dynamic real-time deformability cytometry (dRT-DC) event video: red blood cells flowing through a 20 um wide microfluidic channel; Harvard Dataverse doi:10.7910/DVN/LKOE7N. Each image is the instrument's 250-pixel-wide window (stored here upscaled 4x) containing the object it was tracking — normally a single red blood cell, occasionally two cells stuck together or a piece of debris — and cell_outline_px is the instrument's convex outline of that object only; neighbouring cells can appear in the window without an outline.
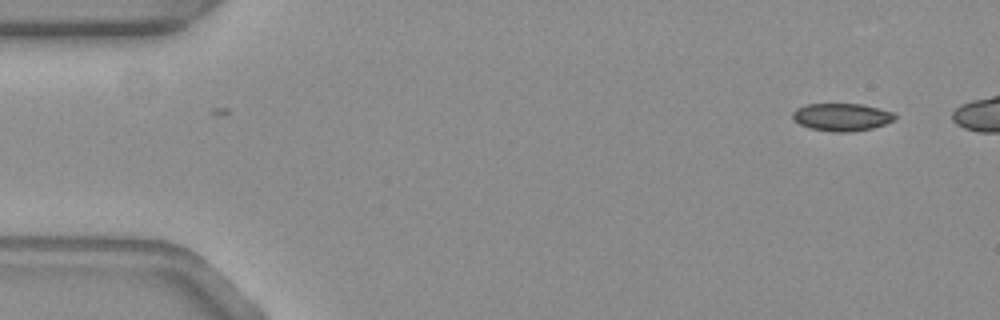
{"species": "common noctule bat (a hibernating species)", "species_latin": "Nyctalus noctula", "temperature_condition": "warm", "stored_images_in_passage": 3, "camera_frame_rate_fps": 3000, "um_per_image_px": 0.085, "animal": {"sex": "female", "body_mass_g": 19.3, "forearm_length_mm": 54.1}, "frame": {"image": 1, "passage_image": 1, "time_ms": 0.0, "image_size_px": [1000, 320], "cell_outline_px": [[896, 116], [892, 120], [884, 124], [872, 128], [852, 132], [836, 132], [808, 128], [792, 120], [792, 112], [796, 108], [804, 104], [860, 104], [892, 112]], "centroid_in_image_um": [71.47, 9.95], "position_along_channel_um": 13.5, "area_um2": 16.42}}